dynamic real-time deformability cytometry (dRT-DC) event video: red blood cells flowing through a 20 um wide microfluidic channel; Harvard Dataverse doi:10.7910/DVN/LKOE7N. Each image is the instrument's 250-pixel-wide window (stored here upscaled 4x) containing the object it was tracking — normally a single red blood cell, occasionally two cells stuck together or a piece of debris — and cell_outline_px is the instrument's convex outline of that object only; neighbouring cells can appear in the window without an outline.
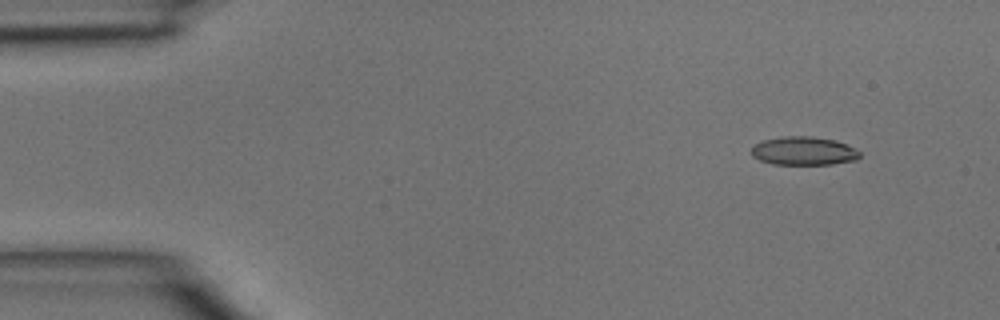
{"species": "common noctule bat (a hibernating species)", "species_latin": "Nyctalus noctula", "temperature_condition": "room temperature", "stored_images_in_passage": 4, "camera_frame_rate_fps": 3000, "um_per_image_px": 0.085, "animal": {"sex": "male", "body_mass_g": 15.6}, "frame": {"image": 1, "passage_image": 1, "time_ms": 0.0, "image_size_px": [1000, 320], "cell_outline_px": [[860, 156], [856, 160], [832, 164], [772, 164], [760, 160], [752, 156], [752, 144], [764, 140], [784, 136], [812, 136], [836, 140], [856, 148], [860, 152]], "centroid_in_image_um": [68.32, 12.82], "position_along_channel_um": 16.7, "area_um2": 18.09}}
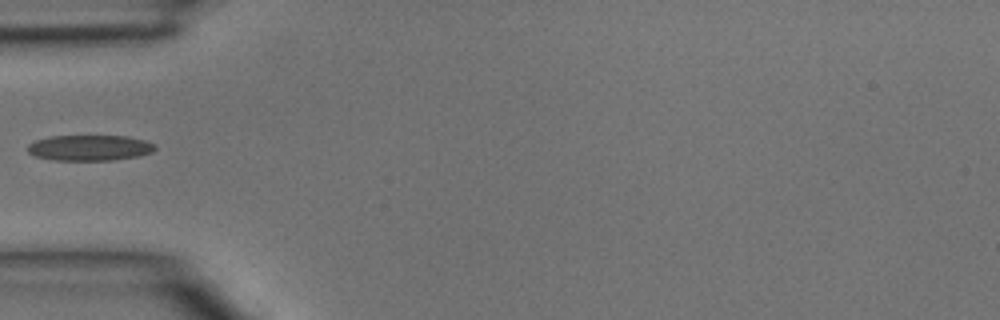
{"frame": {"image": 2, "passage_image": 4, "time_ms": 1.0, "image_size_px": [1000, 320], "cell_outline_px": [[156, 148], [152, 152], [136, 156], [112, 160], [52, 160], [36, 156], [28, 152], [28, 144], [36, 140], [52, 136], [128, 136], [144, 140], [156, 144]], "centroid_in_image_um": [7.63, 12.56], "position_along_channel_um": 77.4, "area_um2": 18.96}}